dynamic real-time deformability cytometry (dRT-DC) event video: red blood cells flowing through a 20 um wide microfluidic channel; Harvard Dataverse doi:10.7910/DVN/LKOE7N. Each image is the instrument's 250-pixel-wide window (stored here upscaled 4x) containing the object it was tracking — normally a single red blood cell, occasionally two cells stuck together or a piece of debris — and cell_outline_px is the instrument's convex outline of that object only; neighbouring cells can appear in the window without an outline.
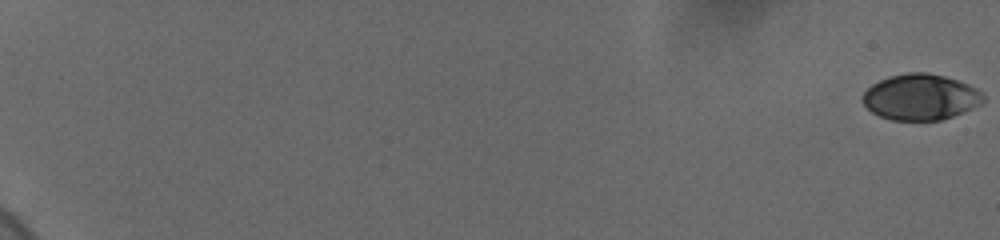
{"species": "human", "species_latin": "Homo sapiens", "temperature_condition": "cold", "stored_images_in_passage": 60, "camera_frame_rate_fps": 3000, "um_per_image_px": 0.085, "donor": {"sex": "female"}, "frame": {"image": 1, "passage_image": 1, "time_ms": 0.0, "image_size_px": [1000, 240], "cell_outline_px": [[984, 100], [980, 104], [952, 116], [940, 120], [892, 120], [880, 116], [872, 112], [860, 100], [860, 96], [872, 84], [888, 76], [908, 72], [928, 72], [944, 76], [968, 84], [976, 88], [984, 96]], "centroid_in_image_um": [78.2, 8.24], "position_along_channel_um": 6.8, "area_um2": 32.19}}
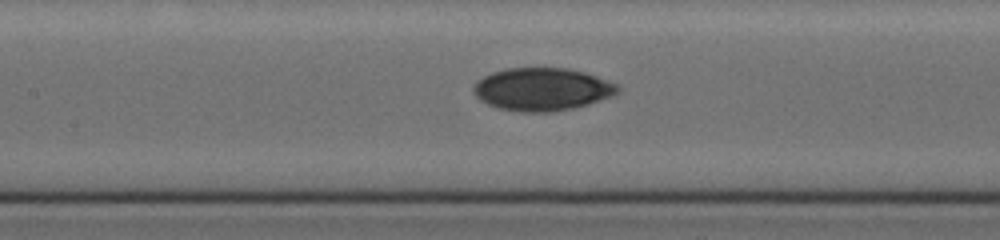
{"frame": {"image": 2, "passage_image": 33, "time_ms": 10.667, "image_size_px": [1000, 240], "cell_outline_px": [[620, 88], [612, 96], [588, 104], [572, 108], [552, 112], [520, 112], [496, 108], [480, 100], [472, 92], [472, 88], [476, 80], [492, 72], [508, 68], [568, 68], [584, 72], [620, 84]], "centroid_in_image_um": [46.06, 7.59], "position_along_channel_um": 161.3, "area_um2": 36.18}}
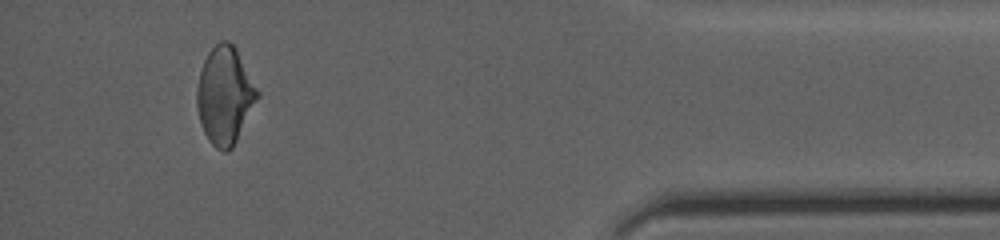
{"frame": {"image": 3, "passage_image": 57, "time_ms": 18.667, "image_size_px": [1000, 240], "cell_outline_px": [[260, 96], [232, 148], [228, 152], [224, 152], [216, 148], [208, 140], [204, 132], [200, 120], [196, 104], [196, 88], [200, 72], [204, 60], [208, 52], [220, 40], [228, 40], [236, 48], [260, 92]], "centroid_in_image_um": [19.11, 8.11], "position_along_channel_um": 416.1, "area_um2": 34.39}, "authors_computed_cell_mechanics": {"area_um2": 33.9286, "velocity_mm_per_s": 3.6831, "shape_relaxation_time_tau1_ms": 4.8776, "shape_relaxation_time_tau2_ms": 2.6131, "deformation_change_tau1": 0.1115, "deformation_change_tau2": 0.0595}}